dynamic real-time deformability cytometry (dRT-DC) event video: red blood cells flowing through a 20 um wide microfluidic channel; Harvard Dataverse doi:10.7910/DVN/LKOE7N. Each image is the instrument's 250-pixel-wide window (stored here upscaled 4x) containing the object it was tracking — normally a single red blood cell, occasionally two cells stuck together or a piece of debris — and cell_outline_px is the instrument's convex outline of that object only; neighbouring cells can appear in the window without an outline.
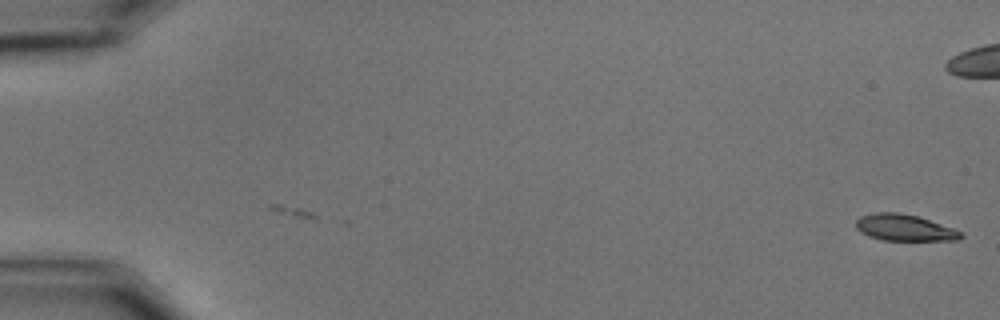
{"species": "common noctule bat (a hibernating species)", "species_latin": "Nyctalus noctula", "temperature_condition": "cold", "stored_images_in_passage": 58, "camera_frame_rate_fps": 3000, "um_per_image_px": 0.085, "animal": {"sex": "male", "body_mass_g": 15.6}, "frame": {"image": 1, "passage_image": 1, "time_ms": 0.0, "image_size_px": [1000, 320], "cell_outline_px": [[964, 236], [960, 240], [884, 240], [868, 236], [860, 232], [856, 228], [856, 220], [860, 216], [876, 212], [900, 212], [920, 216], [952, 228], [960, 232]], "centroid_in_image_um": [76.86, 19.34], "position_along_channel_um": 8.1, "area_um2": 16.24}}
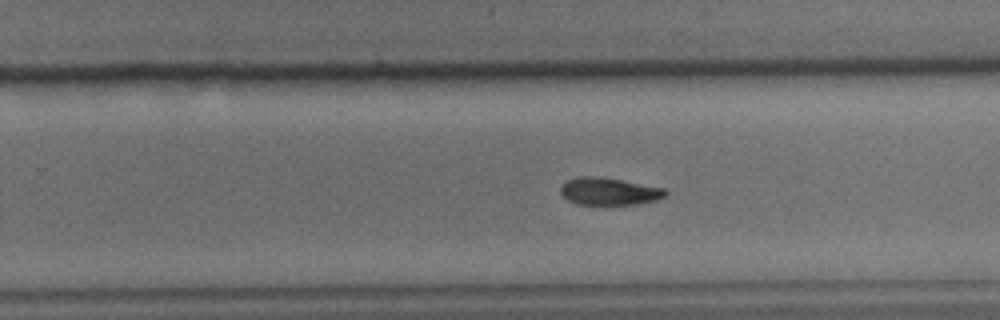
{"frame": {"image": 2, "passage_image": 37, "time_ms": 12.0, "image_size_px": [1000, 320], "cell_outline_px": [[668, 192], [664, 196], [656, 200], [636, 204], [576, 204], [568, 200], [560, 192], [560, 188], [568, 180], [580, 176], [596, 176], [620, 180], [664, 188]], "centroid_in_image_um": [51.76, 16.27], "position_along_channel_um": 278.0, "area_um2": 16.42}}
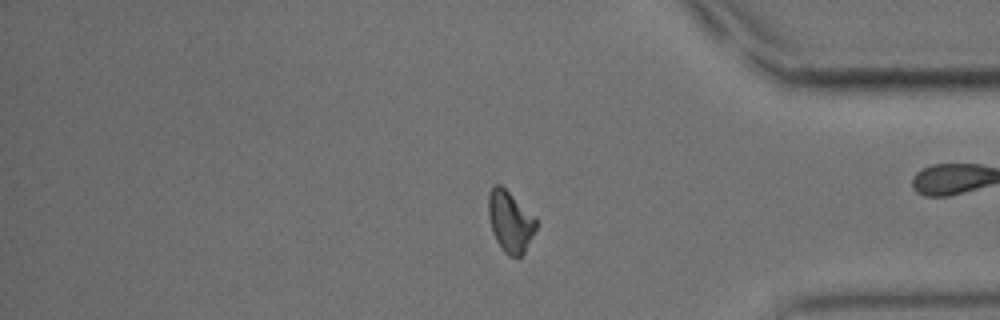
{"frame": {"image": 3, "passage_image": 48, "time_ms": 15.667, "image_size_px": [1000, 320], "cell_outline_px": [[536, 228], [524, 252], [520, 256], [508, 256], [504, 252], [496, 240], [492, 232], [488, 216], [488, 196], [492, 188], [496, 184], [500, 184], [536, 216]], "centroid_in_image_um": [43.36, 18.82], "position_along_channel_um": 391.8, "area_um2": 16.94}, "authors_computed_cell_mechanics": {"area_um2": 16.8487, "velocity_mm_per_s": 3.5555, "shape_relaxation_time_tau1_ms": 3.4872, "shape_relaxation_time_tau2_ms": null, "deformation_change_tau1": 0.1195, "deformation_change_tau2": null}}